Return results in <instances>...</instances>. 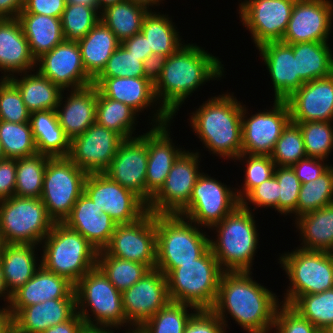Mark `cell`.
I'll use <instances>...</instances> for the list:
<instances>
[{"label": "cell", "mask_w": 333, "mask_h": 333, "mask_svg": "<svg viewBox=\"0 0 333 333\" xmlns=\"http://www.w3.org/2000/svg\"><path fill=\"white\" fill-rule=\"evenodd\" d=\"M252 274V271L224 272L211 310L226 330L230 329L227 319L231 317L246 333H271L281 300L253 280Z\"/></svg>", "instance_id": "obj_1"}, {"label": "cell", "mask_w": 333, "mask_h": 333, "mask_svg": "<svg viewBox=\"0 0 333 333\" xmlns=\"http://www.w3.org/2000/svg\"><path fill=\"white\" fill-rule=\"evenodd\" d=\"M207 51L196 43H183L174 54L166 57L154 92L159 105L172 119L200 86L225 76L224 64Z\"/></svg>", "instance_id": "obj_2"}, {"label": "cell", "mask_w": 333, "mask_h": 333, "mask_svg": "<svg viewBox=\"0 0 333 333\" xmlns=\"http://www.w3.org/2000/svg\"><path fill=\"white\" fill-rule=\"evenodd\" d=\"M242 112L243 104L227 91L208 98L188 120L204 149L216 157L235 160L242 153Z\"/></svg>", "instance_id": "obj_3"}, {"label": "cell", "mask_w": 333, "mask_h": 333, "mask_svg": "<svg viewBox=\"0 0 333 333\" xmlns=\"http://www.w3.org/2000/svg\"><path fill=\"white\" fill-rule=\"evenodd\" d=\"M253 213L240 204L210 228L217 233L210 238V248L224 272L253 270L260 242Z\"/></svg>", "instance_id": "obj_4"}, {"label": "cell", "mask_w": 333, "mask_h": 333, "mask_svg": "<svg viewBox=\"0 0 333 333\" xmlns=\"http://www.w3.org/2000/svg\"><path fill=\"white\" fill-rule=\"evenodd\" d=\"M201 228L178 214L156 215V269L167 276L201 257L210 248V236Z\"/></svg>", "instance_id": "obj_5"}, {"label": "cell", "mask_w": 333, "mask_h": 333, "mask_svg": "<svg viewBox=\"0 0 333 333\" xmlns=\"http://www.w3.org/2000/svg\"><path fill=\"white\" fill-rule=\"evenodd\" d=\"M40 247L43 251L41 265L74 285L97 266V249L64 223H54Z\"/></svg>", "instance_id": "obj_6"}, {"label": "cell", "mask_w": 333, "mask_h": 333, "mask_svg": "<svg viewBox=\"0 0 333 333\" xmlns=\"http://www.w3.org/2000/svg\"><path fill=\"white\" fill-rule=\"evenodd\" d=\"M74 290L77 313L84 320L85 326L113 327L118 330L121 327H132L124 314L121 292L98 266L89 270L75 284Z\"/></svg>", "instance_id": "obj_7"}, {"label": "cell", "mask_w": 333, "mask_h": 333, "mask_svg": "<svg viewBox=\"0 0 333 333\" xmlns=\"http://www.w3.org/2000/svg\"><path fill=\"white\" fill-rule=\"evenodd\" d=\"M223 269L209 248L194 262L181 263L167 276L171 301L199 309H211L215 303Z\"/></svg>", "instance_id": "obj_8"}, {"label": "cell", "mask_w": 333, "mask_h": 333, "mask_svg": "<svg viewBox=\"0 0 333 333\" xmlns=\"http://www.w3.org/2000/svg\"><path fill=\"white\" fill-rule=\"evenodd\" d=\"M278 260L290 281L281 303L291 305L299 296L333 288V258L329 252L297 247L282 253Z\"/></svg>", "instance_id": "obj_9"}, {"label": "cell", "mask_w": 333, "mask_h": 333, "mask_svg": "<svg viewBox=\"0 0 333 333\" xmlns=\"http://www.w3.org/2000/svg\"><path fill=\"white\" fill-rule=\"evenodd\" d=\"M54 221L40 198L13 195L0 200L1 244L40 243L49 234Z\"/></svg>", "instance_id": "obj_10"}, {"label": "cell", "mask_w": 333, "mask_h": 333, "mask_svg": "<svg viewBox=\"0 0 333 333\" xmlns=\"http://www.w3.org/2000/svg\"><path fill=\"white\" fill-rule=\"evenodd\" d=\"M87 175L68 157H55L47 161L40 199L54 223H63L68 217L84 193Z\"/></svg>", "instance_id": "obj_11"}, {"label": "cell", "mask_w": 333, "mask_h": 333, "mask_svg": "<svg viewBox=\"0 0 333 333\" xmlns=\"http://www.w3.org/2000/svg\"><path fill=\"white\" fill-rule=\"evenodd\" d=\"M238 205L240 202L234 187H228L211 177V174L202 172L192 190L187 206L178 215L209 230Z\"/></svg>", "instance_id": "obj_12"}, {"label": "cell", "mask_w": 333, "mask_h": 333, "mask_svg": "<svg viewBox=\"0 0 333 333\" xmlns=\"http://www.w3.org/2000/svg\"><path fill=\"white\" fill-rule=\"evenodd\" d=\"M200 156L197 149L196 152L184 149L174 162L164 185L147 205L149 212L176 215L187 206L196 181L202 174V170H199Z\"/></svg>", "instance_id": "obj_13"}, {"label": "cell", "mask_w": 333, "mask_h": 333, "mask_svg": "<svg viewBox=\"0 0 333 333\" xmlns=\"http://www.w3.org/2000/svg\"><path fill=\"white\" fill-rule=\"evenodd\" d=\"M296 0H244L238 13L242 26L250 32L257 48L271 41H281Z\"/></svg>", "instance_id": "obj_14"}, {"label": "cell", "mask_w": 333, "mask_h": 333, "mask_svg": "<svg viewBox=\"0 0 333 333\" xmlns=\"http://www.w3.org/2000/svg\"><path fill=\"white\" fill-rule=\"evenodd\" d=\"M84 193L117 224L133 223L148 212L147 204L138 195L104 173L88 174Z\"/></svg>", "instance_id": "obj_15"}, {"label": "cell", "mask_w": 333, "mask_h": 333, "mask_svg": "<svg viewBox=\"0 0 333 333\" xmlns=\"http://www.w3.org/2000/svg\"><path fill=\"white\" fill-rule=\"evenodd\" d=\"M103 250L116 258L156 269V215L148 211L133 223L117 224Z\"/></svg>", "instance_id": "obj_16"}, {"label": "cell", "mask_w": 333, "mask_h": 333, "mask_svg": "<svg viewBox=\"0 0 333 333\" xmlns=\"http://www.w3.org/2000/svg\"><path fill=\"white\" fill-rule=\"evenodd\" d=\"M273 102L270 110L264 109L263 112L258 110L260 112L252 115L248 113L246 105H243L242 153L271 155L284 128L291 121L286 101L274 100Z\"/></svg>", "instance_id": "obj_17"}, {"label": "cell", "mask_w": 333, "mask_h": 333, "mask_svg": "<svg viewBox=\"0 0 333 333\" xmlns=\"http://www.w3.org/2000/svg\"><path fill=\"white\" fill-rule=\"evenodd\" d=\"M136 135L133 138L123 139L104 174L122 187L133 191L148 205L152 196L146 191L147 131Z\"/></svg>", "instance_id": "obj_18"}, {"label": "cell", "mask_w": 333, "mask_h": 333, "mask_svg": "<svg viewBox=\"0 0 333 333\" xmlns=\"http://www.w3.org/2000/svg\"><path fill=\"white\" fill-rule=\"evenodd\" d=\"M123 310L131 326L141 327L171 300L165 274L151 269L130 288L121 292Z\"/></svg>", "instance_id": "obj_19"}, {"label": "cell", "mask_w": 333, "mask_h": 333, "mask_svg": "<svg viewBox=\"0 0 333 333\" xmlns=\"http://www.w3.org/2000/svg\"><path fill=\"white\" fill-rule=\"evenodd\" d=\"M122 141L115 131L95 122L70 142L68 158L87 174L104 173Z\"/></svg>", "instance_id": "obj_20"}, {"label": "cell", "mask_w": 333, "mask_h": 333, "mask_svg": "<svg viewBox=\"0 0 333 333\" xmlns=\"http://www.w3.org/2000/svg\"><path fill=\"white\" fill-rule=\"evenodd\" d=\"M93 85L105 97L128 105L137 114L144 112L145 109L158 107L151 112L153 116H148L150 117L148 120L152 121L150 126H160L172 121V118L161 108L156 99L154 84L145 77L95 78Z\"/></svg>", "instance_id": "obj_21"}, {"label": "cell", "mask_w": 333, "mask_h": 333, "mask_svg": "<svg viewBox=\"0 0 333 333\" xmlns=\"http://www.w3.org/2000/svg\"><path fill=\"white\" fill-rule=\"evenodd\" d=\"M332 0H296L282 42H328L332 31Z\"/></svg>", "instance_id": "obj_22"}, {"label": "cell", "mask_w": 333, "mask_h": 333, "mask_svg": "<svg viewBox=\"0 0 333 333\" xmlns=\"http://www.w3.org/2000/svg\"><path fill=\"white\" fill-rule=\"evenodd\" d=\"M62 90H77L93 85L86 73L77 42L66 41L36 60L35 68Z\"/></svg>", "instance_id": "obj_23"}, {"label": "cell", "mask_w": 333, "mask_h": 333, "mask_svg": "<svg viewBox=\"0 0 333 333\" xmlns=\"http://www.w3.org/2000/svg\"><path fill=\"white\" fill-rule=\"evenodd\" d=\"M285 101L292 122H333V74L305 82Z\"/></svg>", "instance_id": "obj_24"}, {"label": "cell", "mask_w": 333, "mask_h": 333, "mask_svg": "<svg viewBox=\"0 0 333 333\" xmlns=\"http://www.w3.org/2000/svg\"><path fill=\"white\" fill-rule=\"evenodd\" d=\"M256 49L259 50L271 77L274 100H286L304 84L297 73L293 44L271 41L261 44Z\"/></svg>", "instance_id": "obj_25"}, {"label": "cell", "mask_w": 333, "mask_h": 333, "mask_svg": "<svg viewBox=\"0 0 333 333\" xmlns=\"http://www.w3.org/2000/svg\"><path fill=\"white\" fill-rule=\"evenodd\" d=\"M171 122L152 126L147 130L148 164L146 191L153 197L164 185L174 162L185 148L173 143L170 135Z\"/></svg>", "instance_id": "obj_26"}, {"label": "cell", "mask_w": 333, "mask_h": 333, "mask_svg": "<svg viewBox=\"0 0 333 333\" xmlns=\"http://www.w3.org/2000/svg\"><path fill=\"white\" fill-rule=\"evenodd\" d=\"M70 229L79 232L97 251L110 242L117 223L103 212L85 193L74 204L70 214L63 221Z\"/></svg>", "instance_id": "obj_27"}, {"label": "cell", "mask_w": 333, "mask_h": 333, "mask_svg": "<svg viewBox=\"0 0 333 333\" xmlns=\"http://www.w3.org/2000/svg\"><path fill=\"white\" fill-rule=\"evenodd\" d=\"M68 92L70 94L62 91L56 113L65 136L71 142L95 123L98 89L91 85Z\"/></svg>", "instance_id": "obj_28"}, {"label": "cell", "mask_w": 333, "mask_h": 333, "mask_svg": "<svg viewBox=\"0 0 333 333\" xmlns=\"http://www.w3.org/2000/svg\"><path fill=\"white\" fill-rule=\"evenodd\" d=\"M74 289L75 285L67 278L41 265L33 277L11 295L9 309L14 316L24 307L50 299L76 298Z\"/></svg>", "instance_id": "obj_29"}, {"label": "cell", "mask_w": 333, "mask_h": 333, "mask_svg": "<svg viewBox=\"0 0 333 333\" xmlns=\"http://www.w3.org/2000/svg\"><path fill=\"white\" fill-rule=\"evenodd\" d=\"M34 68L36 60L19 20L0 19V72L3 73L0 77L7 79Z\"/></svg>", "instance_id": "obj_30"}, {"label": "cell", "mask_w": 333, "mask_h": 333, "mask_svg": "<svg viewBox=\"0 0 333 333\" xmlns=\"http://www.w3.org/2000/svg\"><path fill=\"white\" fill-rule=\"evenodd\" d=\"M77 313L76 298L50 299L24 307L13 316L14 333H42Z\"/></svg>", "instance_id": "obj_31"}, {"label": "cell", "mask_w": 333, "mask_h": 333, "mask_svg": "<svg viewBox=\"0 0 333 333\" xmlns=\"http://www.w3.org/2000/svg\"><path fill=\"white\" fill-rule=\"evenodd\" d=\"M37 247L32 244H1L0 268L10 295L30 280L41 266Z\"/></svg>", "instance_id": "obj_32"}, {"label": "cell", "mask_w": 333, "mask_h": 333, "mask_svg": "<svg viewBox=\"0 0 333 333\" xmlns=\"http://www.w3.org/2000/svg\"><path fill=\"white\" fill-rule=\"evenodd\" d=\"M77 44L85 71L94 80L121 42L100 20Z\"/></svg>", "instance_id": "obj_33"}, {"label": "cell", "mask_w": 333, "mask_h": 333, "mask_svg": "<svg viewBox=\"0 0 333 333\" xmlns=\"http://www.w3.org/2000/svg\"><path fill=\"white\" fill-rule=\"evenodd\" d=\"M29 123L38 154L51 158L69 156L70 140L59 124L56 110L31 112Z\"/></svg>", "instance_id": "obj_34"}, {"label": "cell", "mask_w": 333, "mask_h": 333, "mask_svg": "<svg viewBox=\"0 0 333 333\" xmlns=\"http://www.w3.org/2000/svg\"><path fill=\"white\" fill-rule=\"evenodd\" d=\"M32 72H24L21 75L19 73L9 79L19 89L22 100L30 112L56 110L63 90L37 70Z\"/></svg>", "instance_id": "obj_35"}, {"label": "cell", "mask_w": 333, "mask_h": 333, "mask_svg": "<svg viewBox=\"0 0 333 333\" xmlns=\"http://www.w3.org/2000/svg\"><path fill=\"white\" fill-rule=\"evenodd\" d=\"M17 19L35 60L65 40L60 18L40 14H19Z\"/></svg>", "instance_id": "obj_36"}, {"label": "cell", "mask_w": 333, "mask_h": 333, "mask_svg": "<svg viewBox=\"0 0 333 333\" xmlns=\"http://www.w3.org/2000/svg\"><path fill=\"white\" fill-rule=\"evenodd\" d=\"M305 250L326 251L333 248V204L305 213L294 221Z\"/></svg>", "instance_id": "obj_37"}, {"label": "cell", "mask_w": 333, "mask_h": 333, "mask_svg": "<svg viewBox=\"0 0 333 333\" xmlns=\"http://www.w3.org/2000/svg\"><path fill=\"white\" fill-rule=\"evenodd\" d=\"M297 73L305 83L333 74V50L328 42L293 44Z\"/></svg>", "instance_id": "obj_38"}, {"label": "cell", "mask_w": 333, "mask_h": 333, "mask_svg": "<svg viewBox=\"0 0 333 333\" xmlns=\"http://www.w3.org/2000/svg\"><path fill=\"white\" fill-rule=\"evenodd\" d=\"M141 32L147 38L152 54L171 56L184 43L172 16L170 18L168 14L149 11L143 20Z\"/></svg>", "instance_id": "obj_39"}, {"label": "cell", "mask_w": 333, "mask_h": 333, "mask_svg": "<svg viewBox=\"0 0 333 333\" xmlns=\"http://www.w3.org/2000/svg\"><path fill=\"white\" fill-rule=\"evenodd\" d=\"M148 9L124 0L107 6L100 13V20L115 34L120 42L141 32L143 20Z\"/></svg>", "instance_id": "obj_40"}, {"label": "cell", "mask_w": 333, "mask_h": 333, "mask_svg": "<svg viewBox=\"0 0 333 333\" xmlns=\"http://www.w3.org/2000/svg\"><path fill=\"white\" fill-rule=\"evenodd\" d=\"M138 116L139 114L128 105L107 98L98 90L95 116V122L98 125L115 131L123 139H129L136 137L134 131L139 122L136 121ZM133 134L134 136H132Z\"/></svg>", "instance_id": "obj_41"}, {"label": "cell", "mask_w": 333, "mask_h": 333, "mask_svg": "<svg viewBox=\"0 0 333 333\" xmlns=\"http://www.w3.org/2000/svg\"><path fill=\"white\" fill-rule=\"evenodd\" d=\"M50 158L37 153L16 159L15 196L41 198L44 172Z\"/></svg>", "instance_id": "obj_42"}, {"label": "cell", "mask_w": 333, "mask_h": 333, "mask_svg": "<svg viewBox=\"0 0 333 333\" xmlns=\"http://www.w3.org/2000/svg\"><path fill=\"white\" fill-rule=\"evenodd\" d=\"M97 266L120 292L130 288L151 269L142 263L123 260L98 251Z\"/></svg>", "instance_id": "obj_43"}, {"label": "cell", "mask_w": 333, "mask_h": 333, "mask_svg": "<svg viewBox=\"0 0 333 333\" xmlns=\"http://www.w3.org/2000/svg\"><path fill=\"white\" fill-rule=\"evenodd\" d=\"M333 204V166L314 181L301 183L294 219Z\"/></svg>", "instance_id": "obj_44"}, {"label": "cell", "mask_w": 333, "mask_h": 333, "mask_svg": "<svg viewBox=\"0 0 333 333\" xmlns=\"http://www.w3.org/2000/svg\"><path fill=\"white\" fill-rule=\"evenodd\" d=\"M290 306L322 332L333 324V288L299 296Z\"/></svg>", "instance_id": "obj_45"}, {"label": "cell", "mask_w": 333, "mask_h": 333, "mask_svg": "<svg viewBox=\"0 0 333 333\" xmlns=\"http://www.w3.org/2000/svg\"><path fill=\"white\" fill-rule=\"evenodd\" d=\"M0 142L6 158H23L38 153L29 122L13 123L0 120Z\"/></svg>", "instance_id": "obj_46"}, {"label": "cell", "mask_w": 333, "mask_h": 333, "mask_svg": "<svg viewBox=\"0 0 333 333\" xmlns=\"http://www.w3.org/2000/svg\"><path fill=\"white\" fill-rule=\"evenodd\" d=\"M197 310L186 303L170 301L148 319L141 328L146 333H184L188 321Z\"/></svg>", "instance_id": "obj_47"}, {"label": "cell", "mask_w": 333, "mask_h": 333, "mask_svg": "<svg viewBox=\"0 0 333 333\" xmlns=\"http://www.w3.org/2000/svg\"><path fill=\"white\" fill-rule=\"evenodd\" d=\"M100 13L98 7L66 5L60 18L65 40L79 42L100 21Z\"/></svg>", "instance_id": "obj_48"}, {"label": "cell", "mask_w": 333, "mask_h": 333, "mask_svg": "<svg viewBox=\"0 0 333 333\" xmlns=\"http://www.w3.org/2000/svg\"><path fill=\"white\" fill-rule=\"evenodd\" d=\"M294 123H297L301 129L307 157L328 161L329 154L333 151V122Z\"/></svg>", "instance_id": "obj_49"}, {"label": "cell", "mask_w": 333, "mask_h": 333, "mask_svg": "<svg viewBox=\"0 0 333 333\" xmlns=\"http://www.w3.org/2000/svg\"><path fill=\"white\" fill-rule=\"evenodd\" d=\"M238 160L245 164L244 184L235 188L239 202H241L255 187L268 180L274 175L275 163L268 155H251L241 153L234 162Z\"/></svg>", "instance_id": "obj_50"}, {"label": "cell", "mask_w": 333, "mask_h": 333, "mask_svg": "<svg viewBox=\"0 0 333 333\" xmlns=\"http://www.w3.org/2000/svg\"><path fill=\"white\" fill-rule=\"evenodd\" d=\"M276 166H292L306 158L304 139L297 123L290 121L277 140L270 155Z\"/></svg>", "instance_id": "obj_51"}, {"label": "cell", "mask_w": 333, "mask_h": 333, "mask_svg": "<svg viewBox=\"0 0 333 333\" xmlns=\"http://www.w3.org/2000/svg\"><path fill=\"white\" fill-rule=\"evenodd\" d=\"M31 112L24 104L17 86L9 79L0 78V120L25 123L29 122Z\"/></svg>", "instance_id": "obj_52"}, {"label": "cell", "mask_w": 333, "mask_h": 333, "mask_svg": "<svg viewBox=\"0 0 333 333\" xmlns=\"http://www.w3.org/2000/svg\"><path fill=\"white\" fill-rule=\"evenodd\" d=\"M145 77L143 62L121 44L109 58L105 68L96 78Z\"/></svg>", "instance_id": "obj_53"}, {"label": "cell", "mask_w": 333, "mask_h": 333, "mask_svg": "<svg viewBox=\"0 0 333 333\" xmlns=\"http://www.w3.org/2000/svg\"><path fill=\"white\" fill-rule=\"evenodd\" d=\"M274 176L279 187V213L292 215L297 208L301 182L290 166H276Z\"/></svg>", "instance_id": "obj_54"}, {"label": "cell", "mask_w": 333, "mask_h": 333, "mask_svg": "<svg viewBox=\"0 0 333 333\" xmlns=\"http://www.w3.org/2000/svg\"><path fill=\"white\" fill-rule=\"evenodd\" d=\"M273 330L274 333H323L290 305L283 303L276 311Z\"/></svg>", "instance_id": "obj_55"}, {"label": "cell", "mask_w": 333, "mask_h": 333, "mask_svg": "<svg viewBox=\"0 0 333 333\" xmlns=\"http://www.w3.org/2000/svg\"><path fill=\"white\" fill-rule=\"evenodd\" d=\"M279 183L277 178L273 175L268 180L262 182L255 187L241 202L240 204L250 210L248 205H253L255 212L256 208H273L279 213ZM248 200V201H247Z\"/></svg>", "instance_id": "obj_56"}, {"label": "cell", "mask_w": 333, "mask_h": 333, "mask_svg": "<svg viewBox=\"0 0 333 333\" xmlns=\"http://www.w3.org/2000/svg\"><path fill=\"white\" fill-rule=\"evenodd\" d=\"M223 322L211 309L197 310L188 321L184 333H226Z\"/></svg>", "instance_id": "obj_57"}, {"label": "cell", "mask_w": 333, "mask_h": 333, "mask_svg": "<svg viewBox=\"0 0 333 333\" xmlns=\"http://www.w3.org/2000/svg\"><path fill=\"white\" fill-rule=\"evenodd\" d=\"M329 163L322 159L306 157L300 159L291 167L301 183H308L317 179L333 165H329Z\"/></svg>", "instance_id": "obj_58"}, {"label": "cell", "mask_w": 333, "mask_h": 333, "mask_svg": "<svg viewBox=\"0 0 333 333\" xmlns=\"http://www.w3.org/2000/svg\"><path fill=\"white\" fill-rule=\"evenodd\" d=\"M66 0H25L20 14H40L61 18Z\"/></svg>", "instance_id": "obj_59"}, {"label": "cell", "mask_w": 333, "mask_h": 333, "mask_svg": "<svg viewBox=\"0 0 333 333\" xmlns=\"http://www.w3.org/2000/svg\"><path fill=\"white\" fill-rule=\"evenodd\" d=\"M16 159L5 158L0 161V200L10 198L15 193Z\"/></svg>", "instance_id": "obj_60"}, {"label": "cell", "mask_w": 333, "mask_h": 333, "mask_svg": "<svg viewBox=\"0 0 333 333\" xmlns=\"http://www.w3.org/2000/svg\"><path fill=\"white\" fill-rule=\"evenodd\" d=\"M121 45L129 51L131 54L139 57V60L144 62V60L152 54V50H149V44L147 43V38L142 32L137 33L121 42Z\"/></svg>", "instance_id": "obj_61"}, {"label": "cell", "mask_w": 333, "mask_h": 333, "mask_svg": "<svg viewBox=\"0 0 333 333\" xmlns=\"http://www.w3.org/2000/svg\"><path fill=\"white\" fill-rule=\"evenodd\" d=\"M166 57L160 54H150L143 62L145 78L149 79L153 84L162 75Z\"/></svg>", "instance_id": "obj_62"}, {"label": "cell", "mask_w": 333, "mask_h": 333, "mask_svg": "<svg viewBox=\"0 0 333 333\" xmlns=\"http://www.w3.org/2000/svg\"><path fill=\"white\" fill-rule=\"evenodd\" d=\"M84 327V320L78 313H76L66 322L51 326L42 333H80Z\"/></svg>", "instance_id": "obj_63"}, {"label": "cell", "mask_w": 333, "mask_h": 333, "mask_svg": "<svg viewBox=\"0 0 333 333\" xmlns=\"http://www.w3.org/2000/svg\"><path fill=\"white\" fill-rule=\"evenodd\" d=\"M25 0H0V19H16L23 10Z\"/></svg>", "instance_id": "obj_64"}, {"label": "cell", "mask_w": 333, "mask_h": 333, "mask_svg": "<svg viewBox=\"0 0 333 333\" xmlns=\"http://www.w3.org/2000/svg\"><path fill=\"white\" fill-rule=\"evenodd\" d=\"M0 333H14L13 314L6 306H0Z\"/></svg>", "instance_id": "obj_65"}, {"label": "cell", "mask_w": 333, "mask_h": 333, "mask_svg": "<svg viewBox=\"0 0 333 333\" xmlns=\"http://www.w3.org/2000/svg\"><path fill=\"white\" fill-rule=\"evenodd\" d=\"M0 299L1 300L3 299L4 302L6 301V304L4 306L9 307L11 301V295L7 290L1 268H0Z\"/></svg>", "instance_id": "obj_66"}, {"label": "cell", "mask_w": 333, "mask_h": 333, "mask_svg": "<svg viewBox=\"0 0 333 333\" xmlns=\"http://www.w3.org/2000/svg\"><path fill=\"white\" fill-rule=\"evenodd\" d=\"M112 329V330H111ZM113 327H91V326H85L80 333H114L116 332L118 328ZM117 333H119L117 331Z\"/></svg>", "instance_id": "obj_67"}, {"label": "cell", "mask_w": 333, "mask_h": 333, "mask_svg": "<svg viewBox=\"0 0 333 333\" xmlns=\"http://www.w3.org/2000/svg\"><path fill=\"white\" fill-rule=\"evenodd\" d=\"M132 3H136L138 5H141L143 7H145L146 9H148L149 11H152V7L155 6H159L161 4L162 1L164 0H129Z\"/></svg>", "instance_id": "obj_68"}, {"label": "cell", "mask_w": 333, "mask_h": 333, "mask_svg": "<svg viewBox=\"0 0 333 333\" xmlns=\"http://www.w3.org/2000/svg\"><path fill=\"white\" fill-rule=\"evenodd\" d=\"M77 4L84 7H97L96 0H66V5Z\"/></svg>", "instance_id": "obj_69"}, {"label": "cell", "mask_w": 333, "mask_h": 333, "mask_svg": "<svg viewBox=\"0 0 333 333\" xmlns=\"http://www.w3.org/2000/svg\"><path fill=\"white\" fill-rule=\"evenodd\" d=\"M122 1L124 0H96L97 7L100 12L104 10L107 6L114 5Z\"/></svg>", "instance_id": "obj_70"}, {"label": "cell", "mask_w": 333, "mask_h": 333, "mask_svg": "<svg viewBox=\"0 0 333 333\" xmlns=\"http://www.w3.org/2000/svg\"><path fill=\"white\" fill-rule=\"evenodd\" d=\"M128 329V331H127ZM126 329L125 333H146L141 327L139 326H132V327H128ZM124 333V332H123Z\"/></svg>", "instance_id": "obj_71"}, {"label": "cell", "mask_w": 333, "mask_h": 333, "mask_svg": "<svg viewBox=\"0 0 333 333\" xmlns=\"http://www.w3.org/2000/svg\"><path fill=\"white\" fill-rule=\"evenodd\" d=\"M5 158H6V156H5V153H4V150H3V146L0 142V161L5 159Z\"/></svg>", "instance_id": "obj_72"}, {"label": "cell", "mask_w": 333, "mask_h": 333, "mask_svg": "<svg viewBox=\"0 0 333 333\" xmlns=\"http://www.w3.org/2000/svg\"><path fill=\"white\" fill-rule=\"evenodd\" d=\"M323 333H333V324L330 325L326 330H324Z\"/></svg>", "instance_id": "obj_73"}, {"label": "cell", "mask_w": 333, "mask_h": 333, "mask_svg": "<svg viewBox=\"0 0 333 333\" xmlns=\"http://www.w3.org/2000/svg\"><path fill=\"white\" fill-rule=\"evenodd\" d=\"M331 257L333 258V248L329 251Z\"/></svg>", "instance_id": "obj_74"}]
</instances>
